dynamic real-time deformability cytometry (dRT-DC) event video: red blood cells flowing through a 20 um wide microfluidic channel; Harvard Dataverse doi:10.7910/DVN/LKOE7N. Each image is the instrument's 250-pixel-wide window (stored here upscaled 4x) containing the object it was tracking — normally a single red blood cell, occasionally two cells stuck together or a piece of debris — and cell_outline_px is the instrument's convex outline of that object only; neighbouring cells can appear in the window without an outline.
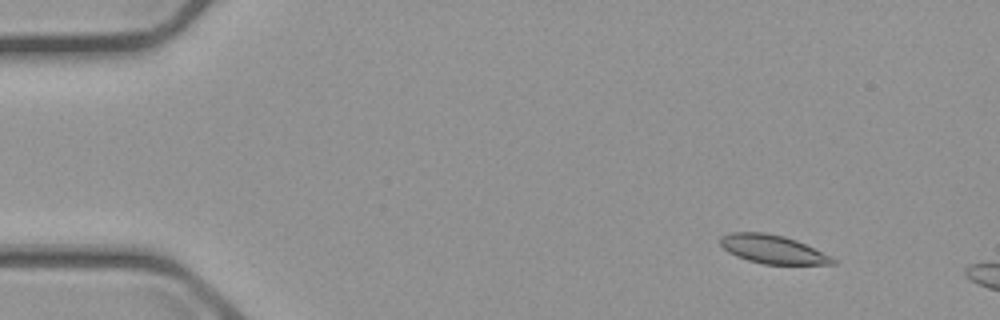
{"species": "common noctule bat (a hibernating species)", "species_latin": "Nyctalus noctula", "temperature_condition": "cold", "stored_images_in_passage": 3, "camera_frame_rate_fps": 3000, "um_per_image_px": 0.085, "animal": {"sex": "male", "body_mass_g": 23.1, "forearm_length_mm": 52.7}, "frame": {"image": 1, "passage_image": 1, "time_ms": 0.0, "image_size_px": [1000, 320], "cell_outline_px": [[836, 264], [764, 264], [748, 260], [736, 256], [728, 252], [720, 244], [720, 236], [728, 232], [764, 232], [784, 236], [796, 240], [832, 256], [836, 260]], "centroid_in_image_um": [65.66, 21.18], "position_along_channel_um": 19.3, "area_um2": 18.73}}